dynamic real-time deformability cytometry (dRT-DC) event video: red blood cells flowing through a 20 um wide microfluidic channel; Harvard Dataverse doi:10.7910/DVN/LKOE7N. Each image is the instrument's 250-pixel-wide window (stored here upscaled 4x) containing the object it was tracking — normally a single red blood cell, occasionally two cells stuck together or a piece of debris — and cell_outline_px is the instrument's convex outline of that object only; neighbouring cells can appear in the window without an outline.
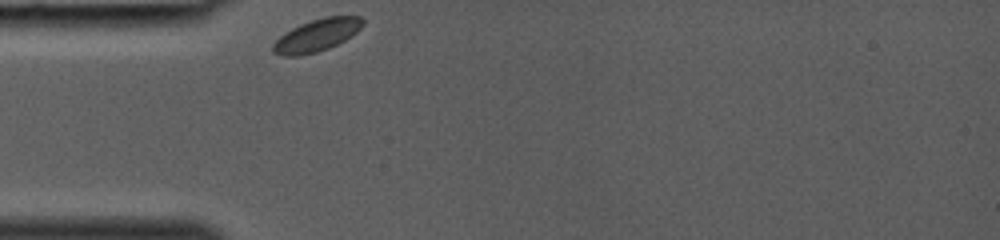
{"species": "common noctule bat (a hibernating species)", "species_latin": "Nyctalus noctula", "temperature_condition": "room temperature", "stored_images_in_passage": 24, "camera_frame_rate_fps": 3000, "um_per_image_px": 0.085, "animal": {"sex": "female", "body_mass_g": 19.0, "forearm_length_mm": 53.3}, "frame": {"image": 1, "passage_image": 1, "time_ms": 0.0, "image_size_px": [1000, 240], "cell_outline_px": [[364, 24], [356, 32], [344, 40], [328, 48], [316, 52], [300, 56], [280, 56], [272, 52], [272, 44], [284, 32], [300, 24], [324, 16], [360, 16], [364, 20]], "centroid_in_image_um": [26.89, 3.0], "position_along_channel_um": 58.1, "area_um2": 16.94}}
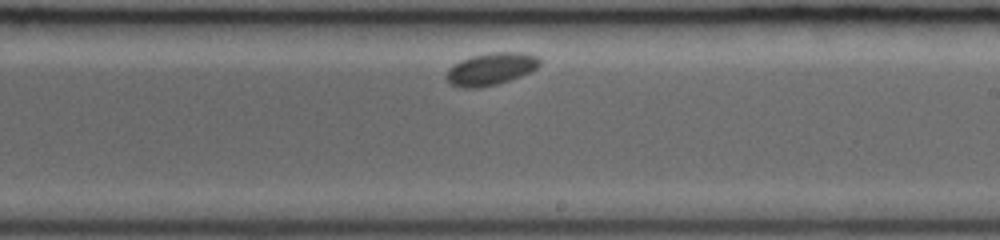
{"frame": {"image": 2, "passage_image": 14, "time_ms": 4.333, "image_size_px": [1000, 240], "cell_outline_px": [[540, 64], [536, 68], [520, 76], [496, 84], [480, 88], [464, 88], [448, 84], [444, 76], [448, 68], [452, 64], [460, 60], [472, 56], [492, 52], [524, 52], [540, 56]], "centroid_in_image_um": [41.68, 5.86], "position_along_channel_um": 247.3, "area_um2": 17.8}}
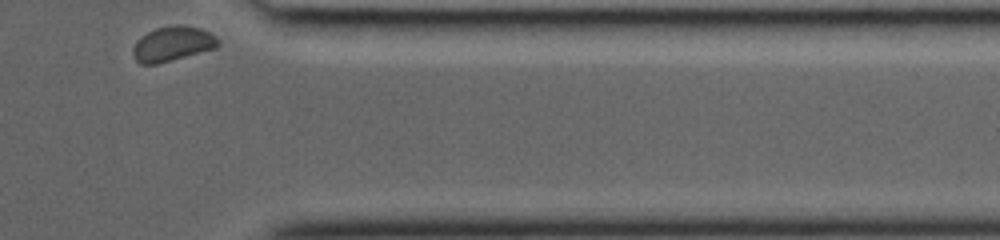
{"frame": {"image": 3, "passage_image": 24, "time_ms": 7.667, "image_size_px": [1000, 240], "cell_outline_px": [[220, 44], [216, 48], [156, 64], [140, 64], [136, 60], [132, 52], [132, 48], [148, 32], [156, 28], [176, 24], [184, 24], [200, 28], [216, 36], [220, 40]], "centroid_in_image_um": [14.71, 3.72], "position_along_channel_um": 396.7, "area_um2": 17.11}}